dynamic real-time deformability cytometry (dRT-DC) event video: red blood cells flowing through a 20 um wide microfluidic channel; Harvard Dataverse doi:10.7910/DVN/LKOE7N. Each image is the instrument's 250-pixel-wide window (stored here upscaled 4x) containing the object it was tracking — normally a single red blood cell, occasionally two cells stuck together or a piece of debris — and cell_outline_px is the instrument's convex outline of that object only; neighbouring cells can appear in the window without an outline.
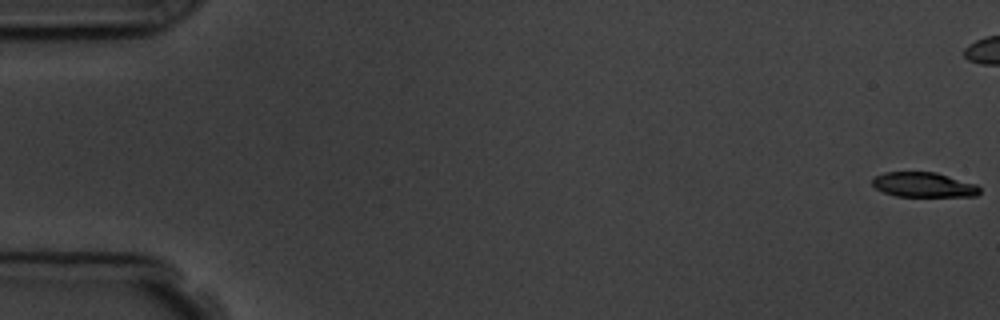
{"species": "common noctule bat (a hibernating species)", "species_latin": "Nyctalus noctula", "temperature_condition": "room temperature", "stored_images_in_passage": 11, "camera_frame_rate_fps": 3000, "um_per_image_px": 0.085, "animal": {"sex": "male", "body_mass_g": 19.5, "forearm_length_mm": 54.6}, "frame": {"image": 1, "passage_image": 1, "time_ms": 0.0, "image_size_px": [1000, 320], "cell_outline_px": [[980, 192], [976, 196], [896, 196], [884, 192], [876, 188], [872, 184], [872, 176], [884, 172], [936, 172], [976, 184], [980, 188]], "centroid_in_image_um": [78.48, 15.7], "position_along_channel_um": 6.5, "area_um2": 15.55}}